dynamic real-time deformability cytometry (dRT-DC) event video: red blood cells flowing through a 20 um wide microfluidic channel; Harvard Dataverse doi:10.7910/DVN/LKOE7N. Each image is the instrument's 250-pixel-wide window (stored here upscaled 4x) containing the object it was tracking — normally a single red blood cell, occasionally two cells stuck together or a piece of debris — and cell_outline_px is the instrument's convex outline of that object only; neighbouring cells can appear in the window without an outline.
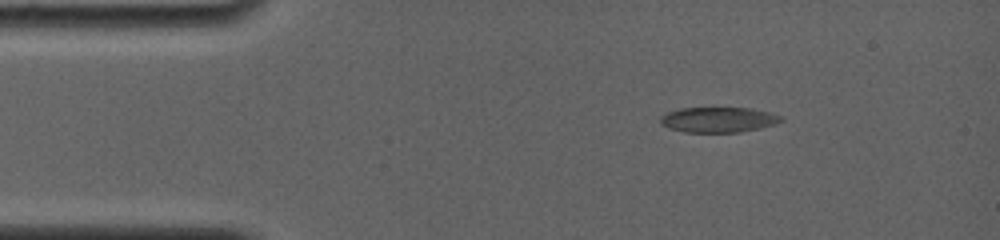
{"species": "common noctule bat (a hibernating species)", "species_latin": "Nyctalus noctula", "temperature_condition": "room temperature", "stored_images_in_passage": 48, "camera_frame_rate_fps": 4000, "um_per_image_px": 0.085, "animal": {"sex": "female", "body_mass_g": 19.0, "forearm_length_mm": 56.7}, "frame": {"image": 1, "passage_image": 1, "time_ms": 0.0, "image_size_px": [1000, 240], "cell_outline_px": [[784, 120], [776, 124], [760, 128], [740, 132], [684, 132], [668, 128], [660, 124], [660, 116], [664, 112], [680, 108], [752, 108], [772, 112], [780, 116]], "centroid_in_image_um": [61.04, 10.17], "position_along_channel_um": 24.0, "area_um2": 18.03}}
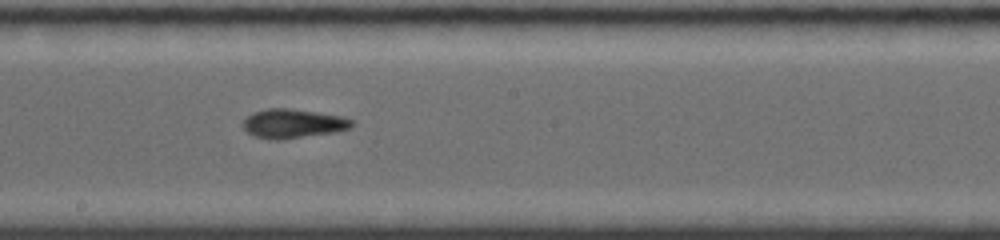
{"frame": {"image": 2, "passage_image": 21, "time_ms": 6.75, "image_size_px": [1000, 240], "cell_outline_px": [[356, 124], [352, 128], [336, 132], [276, 140], [272, 140], [252, 136], [244, 128], [244, 120], [248, 116], [256, 112], [268, 108], [288, 108], [344, 116], [352, 120]], "centroid_in_image_um": [24.96, 10.51], "position_along_channel_um": 223.2, "area_um2": 18.44}}
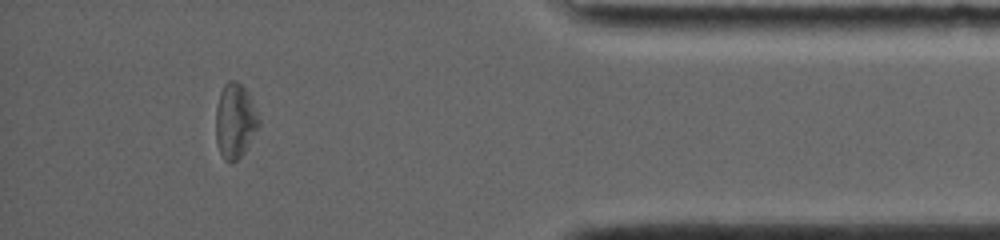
{"frame": {"image": 3, "passage_image": 41, "time_ms": 12.5, "image_size_px": [1000, 240], "cell_outline_px": [[260, 124], [244, 152], [232, 164], [224, 160], [220, 152], [216, 140], [216, 108], [220, 92], [224, 84], [228, 80], [236, 80], [244, 88], [260, 120]], "centroid_in_image_um": [19.95, 10.29], "position_along_channel_um": 415.2, "area_um2": 18.44}, "authors_computed_cell_mechanics": {"area_um2": 17.9758, "velocity_mm_per_s": 3.7969, "shape_relaxation_time_tau1_ms": 6.8398, "shape_relaxation_time_tau2_ms": 9.2043, "deformation_change_tau1": 0.1832, "deformation_change_tau2": 0.205}}